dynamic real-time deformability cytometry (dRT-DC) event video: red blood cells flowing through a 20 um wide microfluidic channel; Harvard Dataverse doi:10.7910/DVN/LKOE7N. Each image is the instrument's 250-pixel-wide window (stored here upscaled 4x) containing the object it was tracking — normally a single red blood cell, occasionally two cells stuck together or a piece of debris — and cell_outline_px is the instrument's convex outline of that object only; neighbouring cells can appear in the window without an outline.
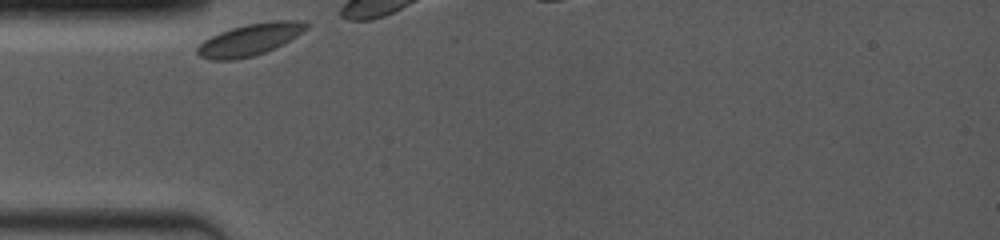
{"species": "common noctule bat (a hibernating species)", "species_latin": "Nyctalus noctula", "temperature_condition": "room temperature", "stored_images_in_passage": 12, "camera_frame_rate_fps": 4000, "um_per_image_px": 0.085, "animal": {"sex": "female", "body_mass_g": 19.0, "forearm_length_mm": 53.3}, "frame": {"image": 1, "passage_image": 1, "time_ms": 0.0, "image_size_px": [1000, 240], "cell_outline_px": [[312, 24], [308, 28], [296, 36], [264, 52], [252, 56], [236, 60], [212, 60], [200, 56], [196, 52], [196, 48], [204, 40], [220, 32], [232, 28], [248, 24], [268, 20], [304, 20]], "centroid_in_image_um": [21.26, 3.34], "position_along_channel_um": 63.7, "area_um2": 20.11}}
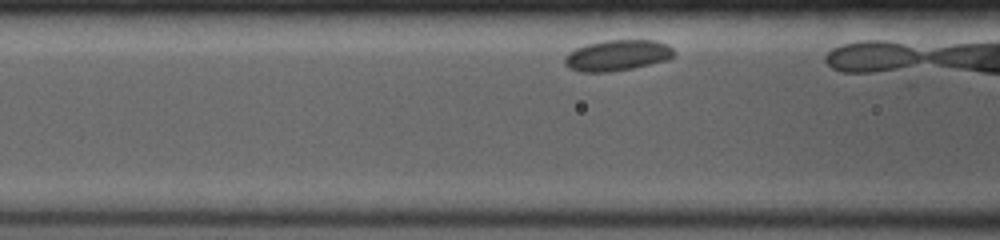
{"frame": {"image": 2, "passage_image": 6, "time_ms": 1.5, "image_size_px": [1000, 240], "cell_outline_px": [[672, 56], [668, 60], [632, 68], [608, 72], [580, 72], [568, 68], [564, 64], [564, 56], [576, 48], [588, 44], [604, 40], [656, 40], [668, 44], [672, 48]], "centroid_in_image_um": [52.44, 4.7], "position_along_channel_um": 114.2, "area_um2": 19.65}}